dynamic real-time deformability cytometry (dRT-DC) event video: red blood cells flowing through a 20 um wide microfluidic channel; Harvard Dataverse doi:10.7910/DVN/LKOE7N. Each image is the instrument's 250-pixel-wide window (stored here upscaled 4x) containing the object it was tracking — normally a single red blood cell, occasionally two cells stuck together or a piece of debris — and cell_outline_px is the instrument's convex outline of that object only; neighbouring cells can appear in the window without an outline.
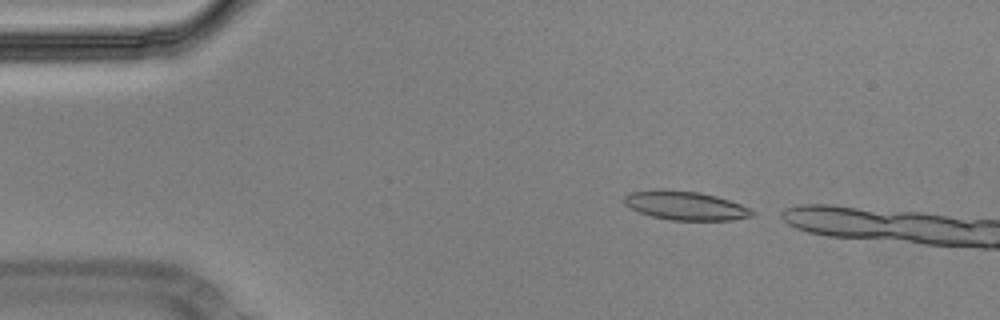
{"species": "Egyptian fruit bat (a non-hibernating species)", "species_latin": "Rousettus aegyptiacus", "temperature_condition": "cold", "stored_images_in_passage": 6, "camera_frame_rate_fps": 3000, "um_per_image_px": 0.085, "animal": {"sex": "male"}, "frame": {"image": 1, "passage_image": 2, "time_ms": 0.333, "image_size_px": [1000, 320], "cell_outline_px": [[756, 212], [752, 216], [732, 220], [668, 220], [652, 216], [640, 212], [624, 204], [624, 196], [632, 192], [660, 188], [700, 192], [716, 196], [740, 204]], "centroid_in_image_um": [58.25, 17.46], "position_along_channel_um": 26.8, "area_um2": 21.5}}